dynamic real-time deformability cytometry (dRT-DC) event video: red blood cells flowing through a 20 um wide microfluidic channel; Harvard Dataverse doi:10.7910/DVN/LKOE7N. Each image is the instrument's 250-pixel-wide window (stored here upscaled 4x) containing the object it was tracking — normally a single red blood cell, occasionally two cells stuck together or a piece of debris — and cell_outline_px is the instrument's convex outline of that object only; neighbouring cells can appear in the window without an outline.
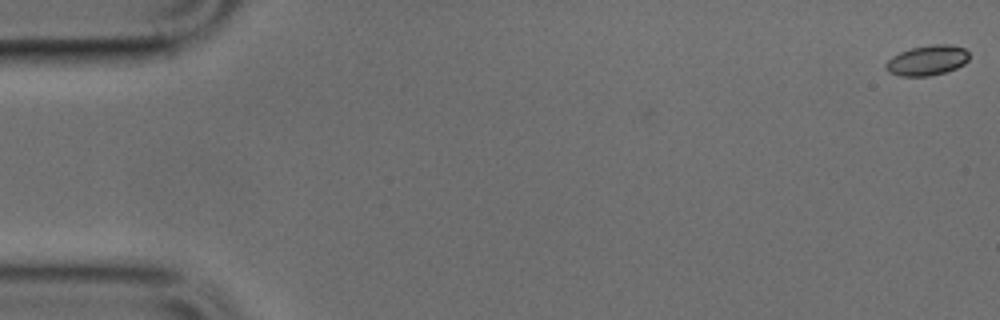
{"species": "common noctule bat (a hibernating species)", "species_latin": "Nyctalus noctula", "temperature_condition": "cold", "stored_images_in_passage": 50, "camera_frame_rate_fps": 3000, "um_per_image_px": 0.085, "animal": {"sex": "male", "body_mass_g": 17.9, "forearm_length_mm": 54.2}, "frame": {"image": 1, "passage_image": 1, "time_ms": 0.0, "image_size_px": [1000, 320], "cell_outline_px": [[968, 60], [964, 64], [956, 68], [944, 72], [928, 76], [900, 76], [888, 72], [884, 68], [884, 64], [892, 56], [900, 52], [912, 48], [932, 44], [952, 44], [964, 48], [968, 52]], "centroid_in_image_um": [78.79, 5.13], "position_along_channel_um": 6.2, "area_um2": 14.68}}
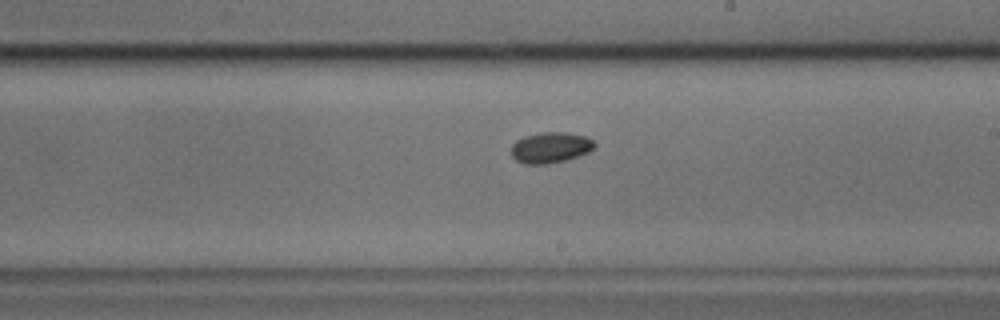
{"frame": {"image": 2, "passage_image": 29, "time_ms": 9.333, "image_size_px": [1000, 320], "cell_outline_px": [[596, 144], [588, 152], [564, 160], [548, 164], [524, 164], [516, 160], [512, 156], [512, 144], [516, 140], [524, 136], [540, 132], [568, 132], [584, 136], [592, 140]], "centroid_in_image_um": [46.75, 12.53], "position_along_channel_um": 242.2, "area_um2": 14.85}}
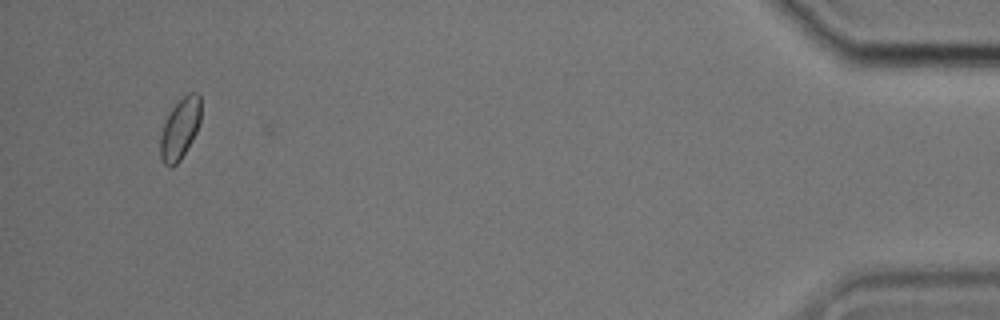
{"frame": {"image": 3, "passage_image": 48, "time_ms": 15.667, "image_size_px": [1000, 320], "cell_outline_px": [[200, 124], [192, 140], [180, 160], [172, 168], [168, 168], [164, 164], [160, 156], [160, 136], [164, 124], [172, 108], [188, 92], [196, 92], [200, 96]], "centroid_in_image_um": [15.3, 10.96], "position_along_channel_um": 419.9, "area_um2": 14.33}}